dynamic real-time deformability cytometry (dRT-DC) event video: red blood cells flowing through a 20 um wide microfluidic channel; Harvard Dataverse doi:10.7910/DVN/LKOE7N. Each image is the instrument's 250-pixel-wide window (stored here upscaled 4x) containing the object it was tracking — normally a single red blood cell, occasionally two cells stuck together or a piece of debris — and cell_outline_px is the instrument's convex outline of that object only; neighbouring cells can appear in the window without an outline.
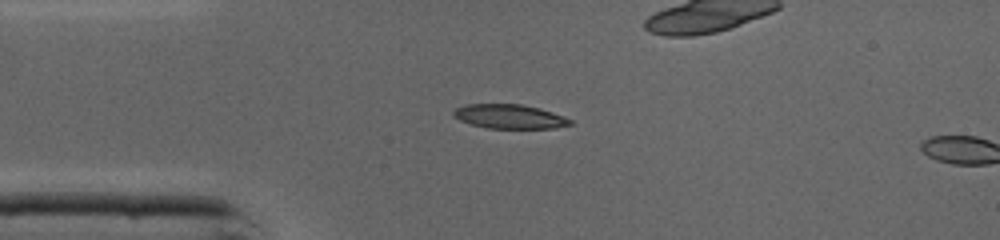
{"species": "common noctule bat (a hibernating species)", "species_latin": "Nyctalus noctula", "temperature_condition": "cold", "stored_images_in_passage": 11, "camera_frame_rate_fps": 3000, "um_per_image_px": 0.085, "animal": {"sex": "male", "body_mass_g": 19.0, "forearm_length_mm": 50.8}, "frame": {"image": 1, "passage_image": 10, "time_ms": 3.0, "image_size_px": [1000, 240], "cell_outline_px": [[572, 124], [556, 128], [488, 128], [472, 124], [460, 120], [452, 116], [452, 112], [456, 108], [468, 104], [520, 104], [540, 108], [564, 116], [572, 120]], "centroid_in_image_um": [43.32, 9.9], "position_along_channel_um": 41.7, "area_um2": 16.42}}